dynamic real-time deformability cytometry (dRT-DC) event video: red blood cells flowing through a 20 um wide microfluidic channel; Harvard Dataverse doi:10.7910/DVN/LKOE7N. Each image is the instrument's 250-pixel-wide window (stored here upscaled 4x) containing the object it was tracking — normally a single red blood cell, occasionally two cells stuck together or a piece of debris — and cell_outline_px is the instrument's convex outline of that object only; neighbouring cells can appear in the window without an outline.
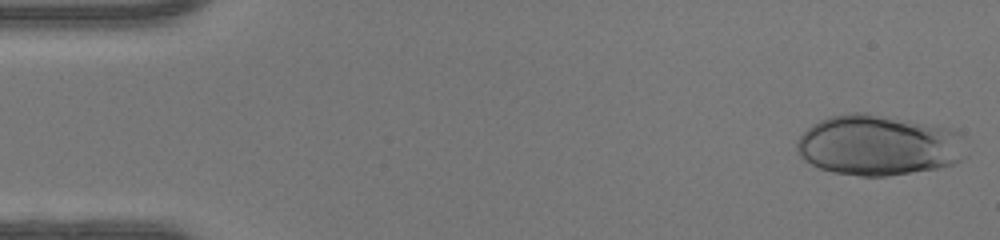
{"species": "human", "species_latin": "Homo sapiens", "temperature_condition": "warm", "stored_images_in_passage": 47, "camera_frame_rate_fps": 3000, "um_per_image_px": 0.085, "donor": {"sex": "female"}, "frame": {"image": 1, "passage_image": 1, "time_ms": 0.0, "image_size_px": [1000, 240], "cell_outline_px": [[968, 156], [952, 164], [940, 168], [888, 176], [860, 176], [832, 172], [820, 168], [804, 160], [796, 152], [796, 140], [812, 124], [828, 116], [852, 112], [864, 112], [936, 124], [952, 128], [960, 132], [964, 136]], "centroid_in_image_um": [74.73, 12.33], "position_along_channel_um": 10.3, "area_um2": 60.86}}
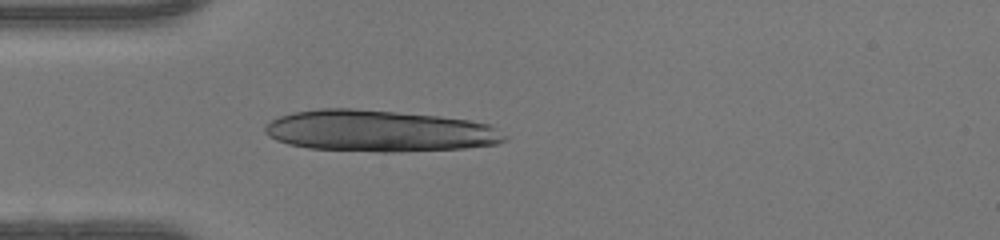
{"frame": {"image": 2, "passage_image": 13, "time_ms": 4.0, "image_size_px": [1000, 240], "cell_outline_px": [[508, 140], [496, 144], [464, 148], [396, 152], [380, 152], [308, 148], [288, 144], [276, 140], [268, 136], [264, 132], [264, 124], [280, 116], [292, 112], [320, 108], [352, 108], [440, 116], [468, 120], [488, 124], [496, 128], [508, 136]], "centroid_in_image_um": [32.22, 11.13], "position_along_channel_um": 52.8, "area_um2": 58.2}}